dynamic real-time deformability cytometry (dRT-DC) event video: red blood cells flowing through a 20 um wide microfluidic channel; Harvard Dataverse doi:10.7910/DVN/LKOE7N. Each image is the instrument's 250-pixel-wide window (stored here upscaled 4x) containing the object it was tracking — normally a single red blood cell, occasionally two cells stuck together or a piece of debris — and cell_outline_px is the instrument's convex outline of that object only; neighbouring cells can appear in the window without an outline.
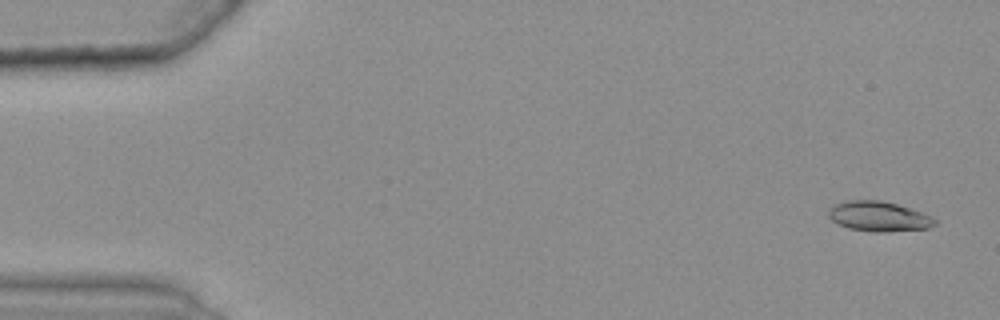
{"species": "common noctule bat (a hibernating species)", "species_latin": "Nyctalus noctula", "temperature_condition": "warm", "stored_images_in_passage": 48, "camera_frame_rate_fps": 3000, "um_per_image_px": 0.085, "animal": {"sex": "female", "body_mass_g": 25.1}, "frame": {"image": 1, "passage_image": 3, "time_ms": 0.667, "image_size_px": [1000, 320], "cell_outline_px": [[936, 224], [928, 228], [884, 232], [876, 232], [848, 228], [832, 220], [828, 216], [828, 208], [832, 204], [844, 200], [880, 200], [896, 204], [932, 216], [936, 220]], "centroid_in_image_um": [74.65, 18.38], "position_along_channel_um": 10.4, "area_um2": 18.55}}
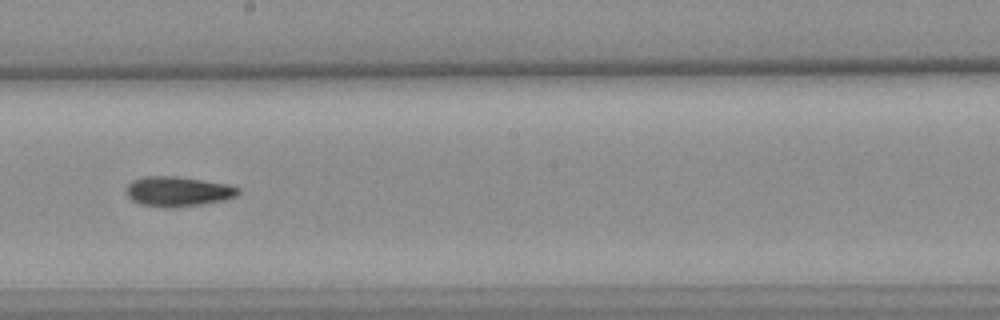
{"frame": {"image": 2, "passage_image": 32, "time_ms": 10.333, "image_size_px": [1000, 320], "cell_outline_px": [[240, 192], [236, 196], [224, 200], [204, 204], [176, 208], [168, 208], [140, 204], [132, 200], [124, 192], [124, 188], [132, 180], [144, 176], [176, 176], [228, 184], [240, 188]], "centroid_in_image_um": [15.1, 16.28], "position_along_channel_um": 233.1, "area_um2": 19.83}}
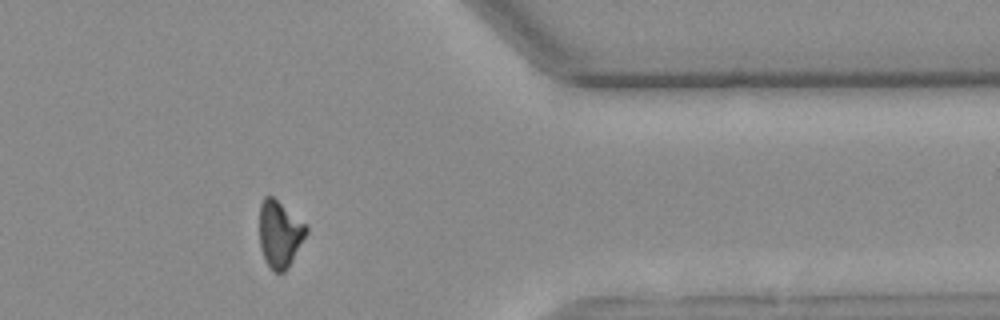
{"frame": {"image": 3, "passage_image": 46, "time_ms": 15.0, "image_size_px": [1000, 320], "cell_outline_px": [[308, 232], [288, 268], [284, 272], [272, 272], [260, 248], [260, 204], [264, 196], [272, 196], [308, 224]], "centroid_in_image_um": [23.8, 19.88], "position_along_channel_um": 387.6, "area_um2": 18.32}, "authors_computed_cell_mechanics": {"area_um2": 18.6694, "velocity_mm_per_s": 3.6754, "shape_relaxation_time_tau1_ms": null, "shape_relaxation_time_tau2_ms": 8.0318, "deformation_change_tau1": null, "deformation_change_tau2": 0.1622}}